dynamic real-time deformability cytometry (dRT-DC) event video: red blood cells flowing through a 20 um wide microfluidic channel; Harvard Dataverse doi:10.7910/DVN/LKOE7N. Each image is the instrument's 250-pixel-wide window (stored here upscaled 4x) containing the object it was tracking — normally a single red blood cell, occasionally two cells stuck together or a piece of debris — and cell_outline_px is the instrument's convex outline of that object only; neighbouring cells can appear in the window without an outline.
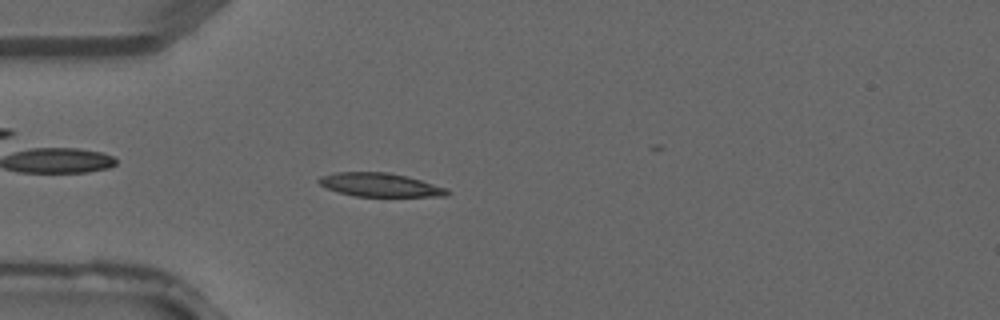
{"species": "common noctule bat (a hibernating species)", "species_latin": "Nyctalus noctula", "temperature_condition": "warm", "stored_images_in_passage": 3, "camera_frame_rate_fps": 3000, "um_per_image_px": 0.085, "animal": {"sex": "male", "forearm_length_mm": 52.5}, "frame": {"image": 1, "passage_image": 3, "time_ms": 0.667, "image_size_px": [1000, 320], "cell_outline_px": [[452, 192], [444, 196], [356, 196], [340, 192], [328, 188], [320, 184], [316, 180], [320, 176], [336, 172], [392, 172], [408, 176], [448, 188]], "centroid_in_image_um": [32.34, 15.7], "position_along_channel_um": 52.7, "area_um2": 17.69}}